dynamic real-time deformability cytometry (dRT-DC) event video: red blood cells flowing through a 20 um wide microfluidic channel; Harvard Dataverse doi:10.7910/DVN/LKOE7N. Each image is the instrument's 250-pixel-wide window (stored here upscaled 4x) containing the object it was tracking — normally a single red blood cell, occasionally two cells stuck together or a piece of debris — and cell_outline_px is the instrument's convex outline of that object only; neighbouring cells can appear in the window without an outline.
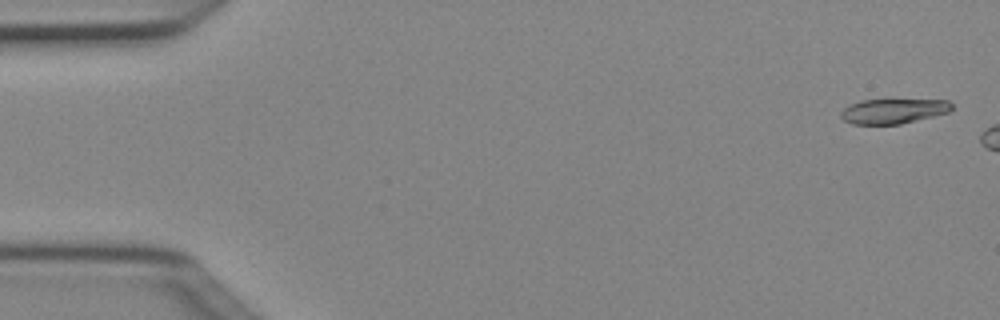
{"species": "Egyptian fruit bat (a non-hibernating species)", "species_latin": "Rousettus aegyptiacus", "temperature_condition": "cold", "stored_images_in_passage": 3, "camera_frame_rate_fps": 3000, "um_per_image_px": 0.085, "animal": {"sex": "female"}, "frame": {"image": 1, "passage_image": 1, "time_ms": 0.0, "image_size_px": [1000, 320], "cell_outline_px": [[952, 108], [948, 112], [900, 124], [852, 124], [844, 120], [840, 116], [840, 112], [848, 104], [860, 100], [948, 100], [952, 104]], "centroid_in_image_um": [75.88, 9.44], "position_along_channel_um": 9.1, "area_um2": 15.95}}